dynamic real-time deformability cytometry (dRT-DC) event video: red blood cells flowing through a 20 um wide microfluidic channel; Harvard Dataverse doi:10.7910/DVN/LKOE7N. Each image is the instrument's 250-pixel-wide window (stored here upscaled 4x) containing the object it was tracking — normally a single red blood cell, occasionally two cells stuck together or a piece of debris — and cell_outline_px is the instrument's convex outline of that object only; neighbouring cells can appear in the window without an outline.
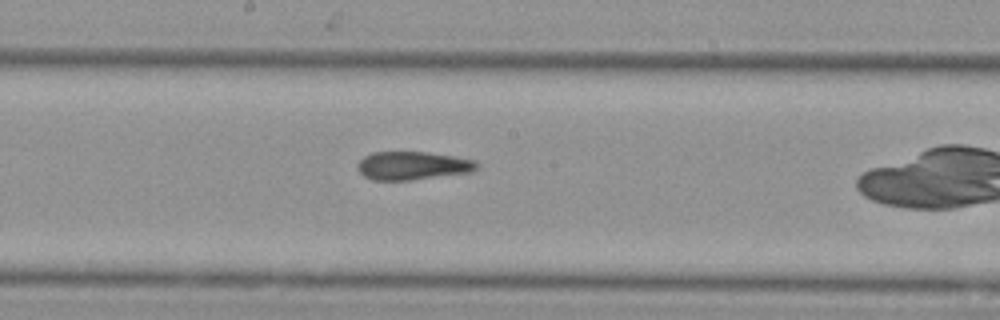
{"species": "Egyptian fruit bat (a non-hibernating species)", "species_latin": "Rousettus aegyptiacus", "temperature_condition": "cold", "stored_images_in_passage": 25, "camera_frame_rate_fps": 3000, "um_per_image_px": 0.085, "animal": {"sex": "female"}, "frame": {"image": 1, "passage_image": 9, "time_ms": 2.667, "image_size_px": [1000, 320], "cell_outline_px": [[476, 168], [468, 172], [408, 180], [372, 180], [364, 176], [356, 168], [356, 164], [364, 156], [372, 152], [424, 152], [452, 156], [472, 160], [476, 164]], "centroid_in_image_um": [34.95, 14.08], "position_along_channel_um": 213.2, "area_um2": 19.25}}
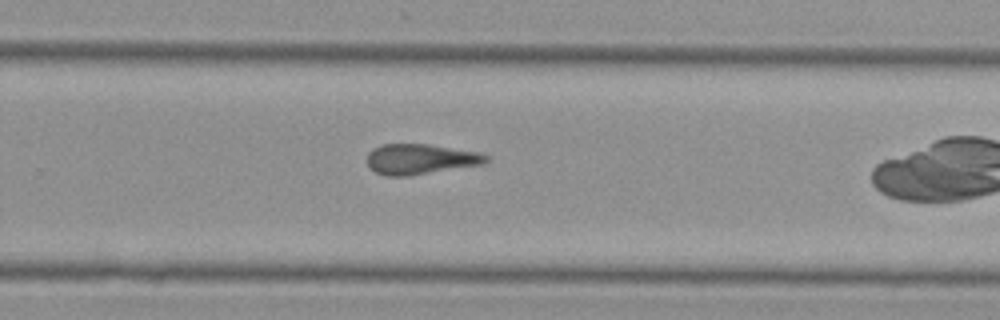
{"frame": {"image": 2, "passage_image": 16, "time_ms": 5.0, "image_size_px": [1000, 320], "cell_outline_px": [[492, 160], [484, 164], [408, 176], [384, 176], [376, 172], [368, 164], [368, 152], [372, 148], [380, 144], [428, 144], [476, 152], [488, 156]], "centroid_in_image_um": [35.73, 13.53], "position_along_channel_um": 294.1, "area_um2": 21.04}}
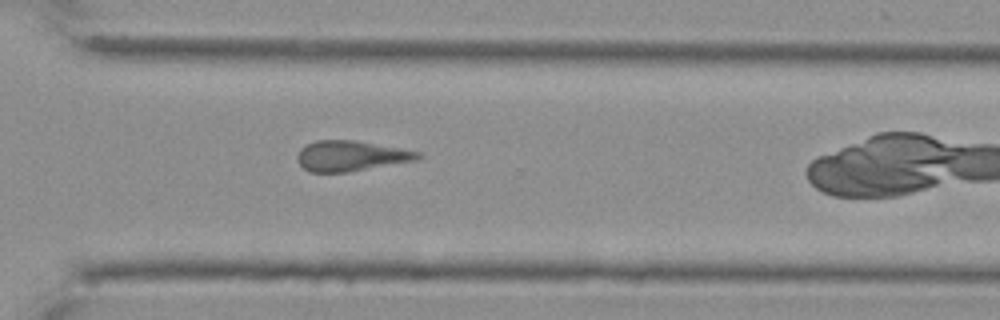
{"frame": {"image": 3, "passage_image": 20, "time_ms": 6.333, "image_size_px": [1000, 320], "cell_outline_px": [[424, 156], [416, 160], [348, 172], [312, 172], [304, 168], [296, 160], [296, 156], [300, 148], [316, 140], [352, 140], [400, 148], [420, 152]], "centroid_in_image_um": [29.81, 13.25], "position_along_channel_um": 340.8, "area_um2": 21.21}}